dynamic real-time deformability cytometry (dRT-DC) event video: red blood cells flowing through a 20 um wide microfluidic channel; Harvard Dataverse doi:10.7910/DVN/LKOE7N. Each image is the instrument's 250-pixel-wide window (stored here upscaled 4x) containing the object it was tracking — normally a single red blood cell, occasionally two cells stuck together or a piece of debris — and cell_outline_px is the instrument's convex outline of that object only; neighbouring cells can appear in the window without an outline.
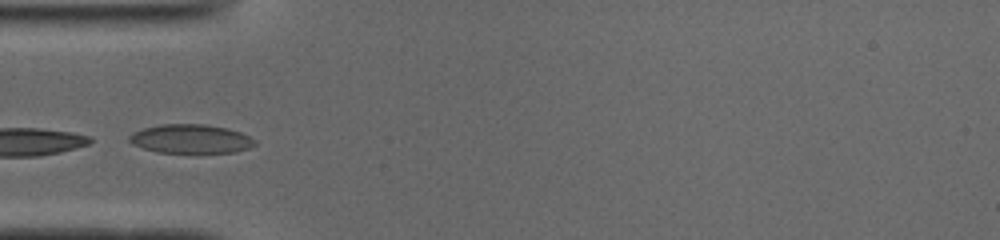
{"species": "common noctule bat (a hibernating species)", "species_latin": "Nyctalus noctula", "temperature_condition": "cold", "stored_images_in_passage": 20, "camera_frame_rate_fps": 3000, "um_per_image_px": 0.085, "animal": {"sex": "male", "body_mass_g": 19.0, "forearm_length_mm": 50.8}, "frame": {"image": 1, "passage_image": 1, "time_ms": 0.0, "image_size_px": [1000, 240], "cell_outline_px": [[256, 144], [248, 148], [232, 152], [156, 152], [132, 144], [128, 140], [128, 136], [144, 128], [160, 124], [204, 124], [228, 128], [240, 132], [256, 140]], "centroid_in_image_um": [16.21, 11.79], "position_along_channel_um": 68.8, "area_um2": 20.92}}
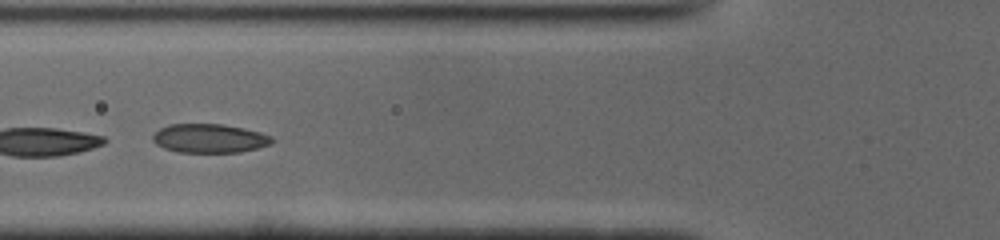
{"frame": {"image": 2, "passage_image": 4, "time_ms": 1.0, "image_size_px": [1000, 240], "cell_outline_px": [[276, 140], [272, 144], [240, 152], [176, 152], [164, 148], [156, 144], [152, 140], [152, 136], [160, 128], [168, 124], [224, 124], [244, 128], [260, 132], [272, 136]], "centroid_in_image_um": [17.82, 11.76], "position_along_channel_um": 108.0, "area_um2": 20.23}}